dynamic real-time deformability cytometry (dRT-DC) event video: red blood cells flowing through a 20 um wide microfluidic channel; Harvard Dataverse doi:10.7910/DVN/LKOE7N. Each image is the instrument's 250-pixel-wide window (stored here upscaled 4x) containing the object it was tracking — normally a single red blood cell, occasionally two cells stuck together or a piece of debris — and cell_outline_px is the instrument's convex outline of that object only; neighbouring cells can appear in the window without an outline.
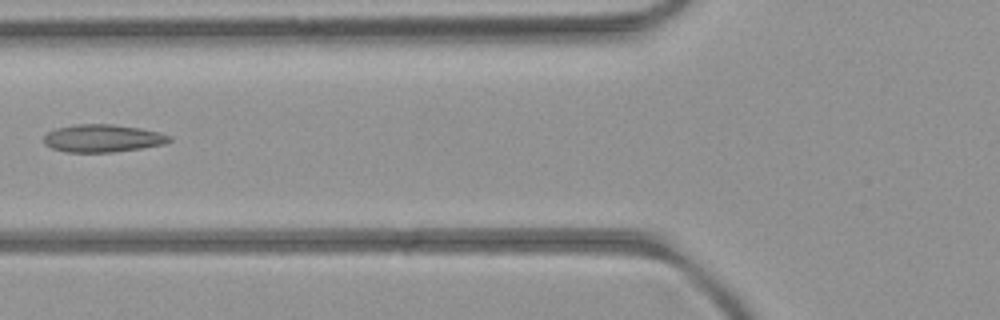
{"species": "common noctule bat (a hibernating species)", "species_latin": "Nyctalus noctula", "temperature_condition": "room temperature", "stored_images_in_passage": 6, "camera_frame_rate_fps": 3000, "um_per_image_px": 0.085, "animal": {"sex": "female", "body_mass_g": 21.9}, "frame": {"image": 1, "passage_image": 6, "time_ms": 5.667, "image_size_px": [1000, 320], "cell_outline_px": [[172, 140], [164, 144], [144, 148], [112, 152], [64, 152], [52, 148], [44, 144], [44, 136], [48, 132], [56, 128], [76, 124], [112, 124], [140, 128], [160, 132], [172, 136]], "centroid_in_image_um": [8.75, 11.75], "position_along_channel_um": 117.1, "area_um2": 20.4}}